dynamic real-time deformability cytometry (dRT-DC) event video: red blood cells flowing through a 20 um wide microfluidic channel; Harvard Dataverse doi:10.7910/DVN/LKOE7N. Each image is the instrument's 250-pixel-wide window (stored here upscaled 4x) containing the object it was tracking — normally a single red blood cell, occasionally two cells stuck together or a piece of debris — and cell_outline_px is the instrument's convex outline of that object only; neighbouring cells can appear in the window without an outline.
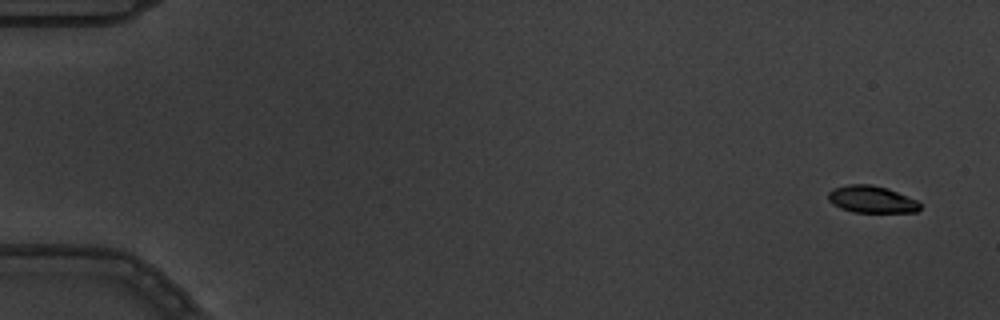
{"species": "common noctule bat (a hibernating species)", "species_latin": "Nyctalus noctula", "temperature_condition": "warm", "stored_images_in_passage": 4, "camera_frame_rate_fps": 3000, "um_per_image_px": 0.085, "animal": {"sex": "male", "body_mass_g": 19.5, "forearm_length_mm": 54.6}, "frame": {"image": 1, "passage_image": 1, "time_ms": 0.0, "image_size_px": [1000, 320], "cell_outline_px": [[920, 208], [916, 212], [852, 212], [840, 208], [832, 204], [828, 200], [828, 192], [832, 188], [848, 184], [872, 184], [888, 188], [916, 200], [920, 204]], "centroid_in_image_um": [74.04, 16.94], "position_along_channel_um": 11.0, "area_um2": 14.57}}